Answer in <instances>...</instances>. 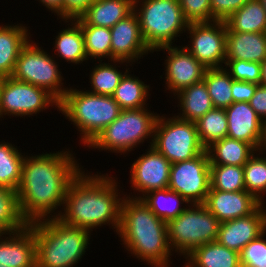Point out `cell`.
I'll return each instance as SVG.
<instances>
[{
    "label": "cell",
    "instance_id": "obj_38",
    "mask_svg": "<svg viewBox=\"0 0 266 267\" xmlns=\"http://www.w3.org/2000/svg\"><path fill=\"white\" fill-rule=\"evenodd\" d=\"M210 189L228 192L245 190L243 166L210 165Z\"/></svg>",
    "mask_w": 266,
    "mask_h": 267
},
{
    "label": "cell",
    "instance_id": "obj_18",
    "mask_svg": "<svg viewBox=\"0 0 266 267\" xmlns=\"http://www.w3.org/2000/svg\"><path fill=\"white\" fill-rule=\"evenodd\" d=\"M262 203L246 190L220 191L209 189L206 208L222 223L253 213Z\"/></svg>",
    "mask_w": 266,
    "mask_h": 267
},
{
    "label": "cell",
    "instance_id": "obj_29",
    "mask_svg": "<svg viewBox=\"0 0 266 267\" xmlns=\"http://www.w3.org/2000/svg\"><path fill=\"white\" fill-rule=\"evenodd\" d=\"M225 22L227 32L266 33V10L260 0H249Z\"/></svg>",
    "mask_w": 266,
    "mask_h": 267
},
{
    "label": "cell",
    "instance_id": "obj_10",
    "mask_svg": "<svg viewBox=\"0 0 266 267\" xmlns=\"http://www.w3.org/2000/svg\"><path fill=\"white\" fill-rule=\"evenodd\" d=\"M41 48L30 39L18 56L12 77L47 90L60 102L68 88L62 87L59 62Z\"/></svg>",
    "mask_w": 266,
    "mask_h": 267
},
{
    "label": "cell",
    "instance_id": "obj_44",
    "mask_svg": "<svg viewBox=\"0 0 266 267\" xmlns=\"http://www.w3.org/2000/svg\"><path fill=\"white\" fill-rule=\"evenodd\" d=\"M94 0H63V20L79 18Z\"/></svg>",
    "mask_w": 266,
    "mask_h": 267
},
{
    "label": "cell",
    "instance_id": "obj_40",
    "mask_svg": "<svg viewBox=\"0 0 266 267\" xmlns=\"http://www.w3.org/2000/svg\"><path fill=\"white\" fill-rule=\"evenodd\" d=\"M179 3L189 23L213 22L210 0H179Z\"/></svg>",
    "mask_w": 266,
    "mask_h": 267
},
{
    "label": "cell",
    "instance_id": "obj_49",
    "mask_svg": "<svg viewBox=\"0 0 266 267\" xmlns=\"http://www.w3.org/2000/svg\"><path fill=\"white\" fill-rule=\"evenodd\" d=\"M246 267H266V262L264 264H248Z\"/></svg>",
    "mask_w": 266,
    "mask_h": 267
},
{
    "label": "cell",
    "instance_id": "obj_24",
    "mask_svg": "<svg viewBox=\"0 0 266 267\" xmlns=\"http://www.w3.org/2000/svg\"><path fill=\"white\" fill-rule=\"evenodd\" d=\"M185 259L187 267H241L239 253L217 241L195 248Z\"/></svg>",
    "mask_w": 266,
    "mask_h": 267
},
{
    "label": "cell",
    "instance_id": "obj_5",
    "mask_svg": "<svg viewBox=\"0 0 266 267\" xmlns=\"http://www.w3.org/2000/svg\"><path fill=\"white\" fill-rule=\"evenodd\" d=\"M59 111L77 127L82 144L88 146L119 116L121 109L112 96L70 87L60 101Z\"/></svg>",
    "mask_w": 266,
    "mask_h": 267
},
{
    "label": "cell",
    "instance_id": "obj_17",
    "mask_svg": "<svg viewBox=\"0 0 266 267\" xmlns=\"http://www.w3.org/2000/svg\"><path fill=\"white\" fill-rule=\"evenodd\" d=\"M265 230L266 209L264 204H261L253 213L247 216L222 222L216 241L239 253L249 242L256 239Z\"/></svg>",
    "mask_w": 266,
    "mask_h": 267
},
{
    "label": "cell",
    "instance_id": "obj_26",
    "mask_svg": "<svg viewBox=\"0 0 266 267\" xmlns=\"http://www.w3.org/2000/svg\"><path fill=\"white\" fill-rule=\"evenodd\" d=\"M176 95L181 110L176 117L182 120L196 122L214 108L204 81L188 86Z\"/></svg>",
    "mask_w": 266,
    "mask_h": 267
},
{
    "label": "cell",
    "instance_id": "obj_19",
    "mask_svg": "<svg viewBox=\"0 0 266 267\" xmlns=\"http://www.w3.org/2000/svg\"><path fill=\"white\" fill-rule=\"evenodd\" d=\"M225 111L228 122L227 137L247 142L258 150L264 122L249 102H233Z\"/></svg>",
    "mask_w": 266,
    "mask_h": 267
},
{
    "label": "cell",
    "instance_id": "obj_47",
    "mask_svg": "<svg viewBox=\"0 0 266 267\" xmlns=\"http://www.w3.org/2000/svg\"><path fill=\"white\" fill-rule=\"evenodd\" d=\"M258 153H266V122L263 124V129H262V137L261 141L258 147V150L256 151Z\"/></svg>",
    "mask_w": 266,
    "mask_h": 267
},
{
    "label": "cell",
    "instance_id": "obj_11",
    "mask_svg": "<svg viewBox=\"0 0 266 267\" xmlns=\"http://www.w3.org/2000/svg\"><path fill=\"white\" fill-rule=\"evenodd\" d=\"M60 102L47 90L14 79L12 76L0 80V118L3 116H29L55 106Z\"/></svg>",
    "mask_w": 266,
    "mask_h": 267
},
{
    "label": "cell",
    "instance_id": "obj_48",
    "mask_svg": "<svg viewBox=\"0 0 266 267\" xmlns=\"http://www.w3.org/2000/svg\"><path fill=\"white\" fill-rule=\"evenodd\" d=\"M261 85L266 86V59L261 63Z\"/></svg>",
    "mask_w": 266,
    "mask_h": 267
},
{
    "label": "cell",
    "instance_id": "obj_51",
    "mask_svg": "<svg viewBox=\"0 0 266 267\" xmlns=\"http://www.w3.org/2000/svg\"><path fill=\"white\" fill-rule=\"evenodd\" d=\"M262 3V6L264 7V9L266 10V0H260Z\"/></svg>",
    "mask_w": 266,
    "mask_h": 267
},
{
    "label": "cell",
    "instance_id": "obj_32",
    "mask_svg": "<svg viewBox=\"0 0 266 267\" xmlns=\"http://www.w3.org/2000/svg\"><path fill=\"white\" fill-rule=\"evenodd\" d=\"M232 80L226 68H207L205 82L214 108H227L233 103Z\"/></svg>",
    "mask_w": 266,
    "mask_h": 267
},
{
    "label": "cell",
    "instance_id": "obj_27",
    "mask_svg": "<svg viewBox=\"0 0 266 267\" xmlns=\"http://www.w3.org/2000/svg\"><path fill=\"white\" fill-rule=\"evenodd\" d=\"M132 198H141L148 208L162 221L168 222L187 209L190 203L179 193L166 189L152 190L143 196H131ZM186 203L182 208L180 204Z\"/></svg>",
    "mask_w": 266,
    "mask_h": 267
},
{
    "label": "cell",
    "instance_id": "obj_1",
    "mask_svg": "<svg viewBox=\"0 0 266 267\" xmlns=\"http://www.w3.org/2000/svg\"><path fill=\"white\" fill-rule=\"evenodd\" d=\"M82 168L69 149L25 155L17 193L21 214L28 224L58 217L55 210L64 205L68 186Z\"/></svg>",
    "mask_w": 266,
    "mask_h": 267
},
{
    "label": "cell",
    "instance_id": "obj_9",
    "mask_svg": "<svg viewBox=\"0 0 266 267\" xmlns=\"http://www.w3.org/2000/svg\"><path fill=\"white\" fill-rule=\"evenodd\" d=\"M152 146L172 164L190 160L204 153L196 124L173 116H158Z\"/></svg>",
    "mask_w": 266,
    "mask_h": 267
},
{
    "label": "cell",
    "instance_id": "obj_28",
    "mask_svg": "<svg viewBox=\"0 0 266 267\" xmlns=\"http://www.w3.org/2000/svg\"><path fill=\"white\" fill-rule=\"evenodd\" d=\"M64 22L69 23L70 27L58 32L54 42V51L58 57L65 59L68 63L81 64L88 60L81 26L74 19Z\"/></svg>",
    "mask_w": 266,
    "mask_h": 267
},
{
    "label": "cell",
    "instance_id": "obj_35",
    "mask_svg": "<svg viewBox=\"0 0 266 267\" xmlns=\"http://www.w3.org/2000/svg\"><path fill=\"white\" fill-rule=\"evenodd\" d=\"M110 62L111 63H102L101 60V62L93 68V71H91L90 74V86L92 90H88V92L104 96H112L115 89L118 87L120 80L124 76L123 72L118 70L116 65L118 63L123 64L129 62L123 60H111Z\"/></svg>",
    "mask_w": 266,
    "mask_h": 267
},
{
    "label": "cell",
    "instance_id": "obj_37",
    "mask_svg": "<svg viewBox=\"0 0 266 267\" xmlns=\"http://www.w3.org/2000/svg\"><path fill=\"white\" fill-rule=\"evenodd\" d=\"M262 155L254 153L243 168L245 190L264 204L262 196L266 193V156L265 153Z\"/></svg>",
    "mask_w": 266,
    "mask_h": 267
},
{
    "label": "cell",
    "instance_id": "obj_39",
    "mask_svg": "<svg viewBox=\"0 0 266 267\" xmlns=\"http://www.w3.org/2000/svg\"><path fill=\"white\" fill-rule=\"evenodd\" d=\"M225 66L233 80L261 84L260 63L245 60H229Z\"/></svg>",
    "mask_w": 266,
    "mask_h": 267
},
{
    "label": "cell",
    "instance_id": "obj_14",
    "mask_svg": "<svg viewBox=\"0 0 266 267\" xmlns=\"http://www.w3.org/2000/svg\"><path fill=\"white\" fill-rule=\"evenodd\" d=\"M168 53L166 62L165 80L166 89L174 95L193 84L203 81L207 68L200 63L185 47H161L158 50Z\"/></svg>",
    "mask_w": 266,
    "mask_h": 267
},
{
    "label": "cell",
    "instance_id": "obj_42",
    "mask_svg": "<svg viewBox=\"0 0 266 267\" xmlns=\"http://www.w3.org/2000/svg\"><path fill=\"white\" fill-rule=\"evenodd\" d=\"M249 0H210L213 21H226Z\"/></svg>",
    "mask_w": 266,
    "mask_h": 267
},
{
    "label": "cell",
    "instance_id": "obj_2",
    "mask_svg": "<svg viewBox=\"0 0 266 267\" xmlns=\"http://www.w3.org/2000/svg\"><path fill=\"white\" fill-rule=\"evenodd\" d=\"M117 183L108 174L97 172L87 175L82 170L68 186L62 208L64 212L58 211L57 219L89 232L104 224H111L117 233L124 198L118 193Z\"/></svg>",
    "mask_w": 266,
    "mask_h": 267
},
{
    "label": "cell",
    "instance_id": "obj_22",
    "mask_svg": "<svg viewBox=\"0 0 266 267\" xmlns=\"http://www.w3.org/2000/svg\"><path fill=\"white\" fill-rule=\"evenodd\" d=\"M23 24L0 25V77L12 76L22 48L30 40ZM29 36V37H28Z\"/></svg>",
    "mask_w": 266,
    "mask_h": 267
},
{
    "label": "cell",
    "instance_id": "obj_25",
    "mask_svg": "<svg viewBox=\"0 0 266 267\" xmlns=\"http://www.w3.org/2000/svg\"><path fill=\"white\" fill-rule=\"evenodd\" d=\"M210 165L244 166L257 151L247 142L225 137L206 148Z\"/></svg>",
    "mask_w": 266,
    "mask_h": 267
},
{
    "label": "cell",
    "instance_id": "obj_31",
    "mask_svg": "<svg viewBox=\"0 0 266 267\" xmlns=\"http://www.w3.org/2000/svg\"><path fill=\"white\" fill-rule=\"evenodd\" d=\"M9 142H0V186L17 191L22 178L25 154Z\"/></svg>",
    "mask_w": 266,
    "mask_h": 267
},
{
    "label": "cell",
    "instance_id": "obj_34",
    "mask_svg": "<svg viewBox=\"0 0 266 267\" xmlns=\"http://www.w3.org/2000/svg\"><path fill=\"white\" fill-rule=\"evenodd\" d=\"M196 128L202 145L207 148L215 141L227 137L228 122L223 108H213L196 122Z\"/></svg>",
    "mask_w": 266,
    "mask_h": 267
},
{
    "label": "cell",
    "instance_id": "obj_12",
    "mask_svg": "<svg viewBox=\"0 0 266 267\" xmlns=\"http://www.w3.org/2000/svg\"><path fill=\"white\" fill-rule=\"evenodd\" d=\"M168 188L190 204H204L210 189V162L207 151L197 157L171 164Z\"/></svg>",
    "mask_w": 266,
    "mask_h": 267
},
{
    "label": "cell",
    "instance_id": "obj_36",
    "mask_svg": "<svg viewBox=\"0 0 266 267\" xmlns=\"http://www.w3.org/2000/svg\"><path fill=\"white\" fill-rule=\"evenodd\" d=\"M0 225L7 232L23 230L28 226L19 207L18 193L0 186Z\"/></svg>",
    "mask_w": 266,
    "mask_h": 267
},
{
    "label": "cell",
    "instance_id": "obj_30",
    "mask_svg": "<svg viewBox=\"0 0 266 267\" xmlns=\"http://www.w3.org/2000/svg\"><path fill=\"white\" fill-rule=\"evenodd\" d=\"M128 70L129 68H126L124 76L112 94V98L117 102L121 110L145 108L150 86L141 81L139 77H132Z\"/></svg>",
    "mask_w": 266,
    "mask_h": 267
},
{
    "label": "cell",
    "instance_id": "obj_33",
    "mask_svg": "<svg viewBox=\"0 0 266 267\" xmlns=\"http://www.w3.org/2000/svg\"><path fill=\"white\" fill-rule=\"evenodd\" d=\"M82 29L86 56L89 60L108 58L111 60V31L110 28L87 25L80 17L74 19Z\"/></svg>",
    "mask_w": 266,
    "mask_h": 267
},
{
    "label": "cell",
    "instance_id": "obj_46",
    "mask_svg": "<svg viewBox=\"0 0 266 267\" xmlns=\"http://www.w3.org/2000/svg\"><path fill=\"white\" fill-rule=\"evenodd\" d=\"M39 2L48 8L49 11L51 10L52 13H56L63 21V0H39Z\"/></svg>",
    "mask_w": 266,
    "mask_h": 267
},
{
    "label": "cell",
    "instance_id": "obj_6",
    "mask_svg": "<svg viewBox=\"0 0 266 267\" xmlns=\"http://www.w3.org/2000/svg\"><path fill=\"white\" fill-rule=\"evenodd\" d=\"M134 12L139 18L142 37L152 53L161 47L172 46L175 38L186 32L189 25L179 0H134Z\"/></svg>",
    "mask_w": 266,
    "mask_h": 267
},
{
    "label": "cell",
    "instance_id": "obj_20",
    "mask_svg": "<svg viewBox=\"0 0 266 267\" xmlns=\"http://www.w3.org/2000/svg\"><path fill=\"white\" fill-rule=\"evenodd\" d=\"M0 237V265L6 267H36V240L27 226L23 230L7 232Z\"/></svg>",
    "mask_w": 266,
    "mask_h": 267
},
{
    "label": "cell",
    "instance_id": "obj_4",
    "mask_svg": "<svg viewBox=\"0 0 266 267\" xmlns=\"http://www.w3.org/2000/svg\"><path fill=\"white\" fill-rule=\"evenodd\" d=\"M36 240V267H73L85 255L90 232L49 218L28 224Z\"/></svg>",
    "mask_w": 266,
    "mask_h": 267
},
{
    "label": "cell",
    "instance_id": "obj_3",
    "mask_svg": "<svg viewBox=\"0 0 266 267\" xmlns=\"http://www.w3.org/2000/svg\"><path fill=\"white\" fill-rule=\"evenodd\" d=\"M121 204L118 236L138 260L154 267H169L172 249L168 242L167 224L142 201L124 195Z\"/></svg>",
    "mask_w": 266,
    "mask_h": 267
},
{
    "label": "cell",
    "instance_id": "obj_13",
    "mask_svg": "<svg viewBox=\"0 0 266 267\" xmlns=\"http://www.w3.org/2000/svg\"><path fill=\"white\" fill-rule=\"evenodd\" d=\"M190 46H184L206 68L225 67L227 25L224 21L189 23ZM223 65V66H222Z\"/></svg>",
    "mask_w": 266,
    "mask_h": 267
},
{
    "label": "cell",
    "instance_id": "obj_23",
    "mask_svg": "<svg viewBox=\"0 0 266 267\" xmlns=\"http://www.w3.org/2000/svg\"><path fill=\"white\" fill-rule=\"evenodd\" d=\"M134 11V0H94L80 18L87 25L111 28Z\"/></svg>",
    "mask_w": 266,
    "mask_h": 267
},
{
    "label": "cell",
    "instance_id": "obj_43",
    "mask_svg": "<svg viewBox=\"0 0 266 267\" xmlns=\"http://www.w3.org/2000/svg\"><path fill=\"white\" fill-rule=\"evenodd\" d=\"M259 84L232 80L233 102H249Z\"/></svg>",
    "mask_w": 266,
    "mask_h": 267
},
{
    "label": "cell",
    "instance_id": "obj_50",
    "mask_svg": "<svg viewBox=\"0 0 266 267\" xmlns=\"http://www.w3.org/2000/svg\"><path fill=\"white\" fill-rule=\"evenodd\" d=\"M6 233H7V231L0 225V237H3L4 238V235H6Z\"/></svg>",
    "mask_w": 266,
    "mask_h": 267
},
{
    "label": "cell",
    "instance_id": "obj_7",
    "mask_svg": "<svg viewBox=\"0 0 266 267\" xmlns=\"http://www.w3.org/2000/svg\"><path fill=\"white\" fill-rule=\"evenodd\" d=\"M158 116L147 107L121 110L119 116L86 147L126 154L151 137L152 146Z\"/></svg>",
    "mask_w": 266,
    "mask_h": 267
},
{
    "label": "cell",
    "instance_id": "obj_21",
    "mask_svg": "<svg viewBox=\"0 0 266 267\" xmlns=\"http://www.w3.org/2000/svg\"><path fill=\"white\" fill-rule=\"evenodd\" d=\"M266 59V33L227 32L225 64L229 60L262 63Z\"/></svg>",
    "mask_w": 266,
    "mask_h": 267
},
{
    "label": "cell",
    "instance_id": "obj_41",
    "mask_svg": "<svg viewBox=\"0 0 266 267\" xmlns=\"http://www.w3.org/2000/svg\"><path fill=\"white\" fill-rule=\"evenodd\" d=\"M265 234L266 230L239 252L241 267H246L248 264H264L266 262Z\"/></svg>",
    "mask_w": 266,
    "mask_h": 267
},
{
    "label": "cell",
    "instance_id": "obj_15",
    "mask_svg": "<svg viewBox=\"0 0 266 267\" xmlns=\"http://www.w3.org/2000/svg\"><path fill=\"white\" fill-rule=\"evenodd\" d=\"M148 148L146 153L134 161L130 172L131 187L142 195L168 188L172 164L153 146L149 145Z\"/></svg>",
    "mask_w": 266,
    "mask_h": 267
},
{
    "label": "cell",
    "instance_id": "obj_45",
    "mask_svg": "<svg viewBox=\"0 0 266 267\" xmlns=\"http://www.w3.org/2000/svg\"><path fill=\"white\" fill-rule=\"evenodd\" d=\"M249 104L263 122H266V86L259 84Z\"/></svg>",
    "mask_w": 266,
    "mask_h": 267
},
{
    "label": "cell",
    "instance_id": "obj_8",
    "mask_svg": "<svg viewBox=\"0 0 266 267\" xmlns=\"http://www.w3.org/2000/svg\"><path fill=\"white\" fill-rule=\"evenodd\" d=\"M166 224L172 251L185 258L195 248L216 241L221 222L204 204H191Z\"/></svg>",
    "mask_w": 266,
    "mask_h": 267
},
{
    "label": "cell",
    "instance_id": "obj_16",
    "mask_svg": "<svg viewBox=\"0 0 266 267\" xmlns=\"http://www.w3.org/2000/svg\"><path fill=\"white\" fill-rule=\"evenodd\" d=\"M110 31L111 60H123L132 65L143 55L152 52L142 37L139 18L134 11L118 21Z\"/></svg>",
    "mask_w": 266,
    "mask_h": 267
}]
</instances>
